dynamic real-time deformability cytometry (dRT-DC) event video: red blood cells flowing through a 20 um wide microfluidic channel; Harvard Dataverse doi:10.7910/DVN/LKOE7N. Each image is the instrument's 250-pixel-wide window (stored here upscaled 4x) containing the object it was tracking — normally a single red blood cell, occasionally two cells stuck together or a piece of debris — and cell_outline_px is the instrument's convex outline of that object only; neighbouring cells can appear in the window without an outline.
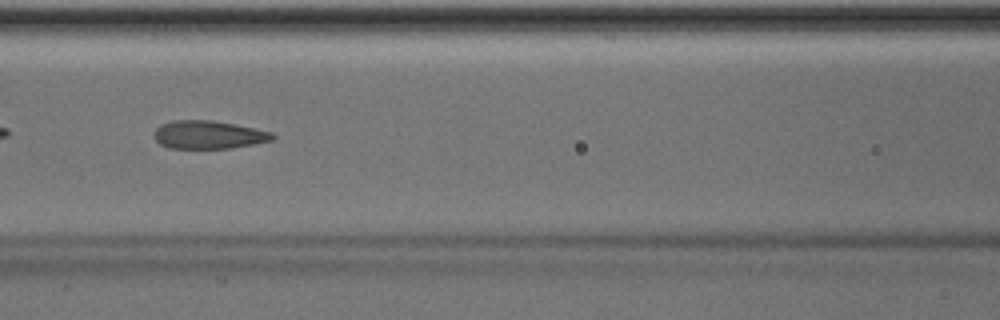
{"species": "Egyptian fruit bat (a non-hibernating species)", "species_latin": "Rousettus aegyptiacus", "temperature_condition": "room temperature", "stored_images_in_passage": 51, "camera_frame_rate_fps": 3000, "um_per_image_px": 0.085, "animal": {"sex": "male"}, "frame": {"image": 1, "passage_image": 22, "time_ms": 7.0, "image_size_px": [1000, 320], "cell_outline_px": [[276, 136], [272, 140], [252, 144], [228, 148], [168, 148], [160, 144], [152, 136], [156, 128], [160, 124], [172, 120], [212, 120], [236, 124], [272, 132]], "centroid_in_image_um": [17.68, 11.44], "position_along_channel_um": 148.9, "area_um2": 19.48}}
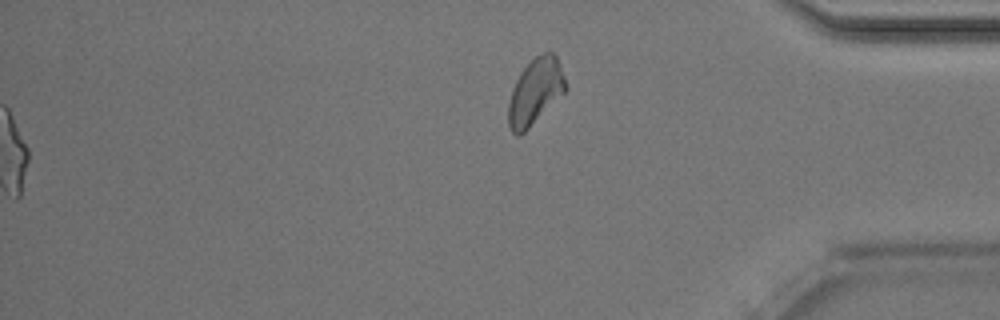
{"frame": {"image": 2, "passage_image": 51, "time_ms": 16.667, "image_size_px": [1000, 320], "cell_outline_px": [[568, 88], [520, 136], [516, 136], [512, 132], [508, 124], [508, 104], [512, 88], [520, 72], [536, 56], [544, 52], [552, 52], [556, 56]], "centroid_in_image_um": [45.47, 7.79], "position_along_channel_um": 389.7, "area_um2": 21.62}, "authors_computed_cell_mechanics": {"area_um2": 19.8832, "velocity_mm_per_s": 4.0393, "shape_relaxation_time_tau1_ms": 7.1857, "shape_relaxation_time_tau2_ms": 1.1628, "deformation_change_tau1": 0.178, "deformation_change_tau2": 0.0807}}